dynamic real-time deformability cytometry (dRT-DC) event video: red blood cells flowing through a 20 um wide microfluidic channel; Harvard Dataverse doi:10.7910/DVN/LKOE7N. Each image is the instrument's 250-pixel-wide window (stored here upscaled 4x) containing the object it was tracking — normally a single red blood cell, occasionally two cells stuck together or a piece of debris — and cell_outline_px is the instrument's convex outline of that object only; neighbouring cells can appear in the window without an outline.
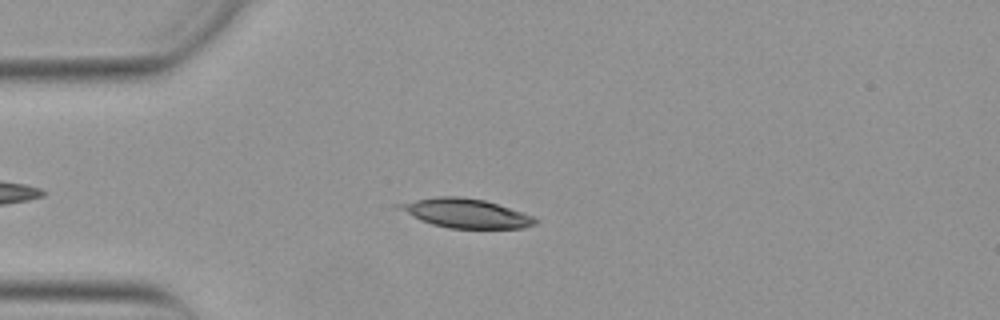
{"species": "Egyptian fruit bat (a non-hibernating species)", "species_latin": "Rousettus aegyptiacus", "temperature_condition": "warm", "stored_images_in_passage": 21, "camera_frame_rate_fps": 3000, "um_per_image_px": 0.085, "animal": {"sex": "female"}, "frame": {"image": 1, "passage_image": 10, "time_ms": 3.0, "image_size_px": [1000, 320], "cell_outline_px": [[540, 220], [536, 224], [524, 228], [448, 228], [432, 224], [420, 220], [396, 208], [392, 204], [436, 196], [460, 196], [484, 200], [536, 216]], "centroid_in_image_um": [39.6, 18.12], "position_along_channel_um": 45.4, "area_um2": 23.29}}
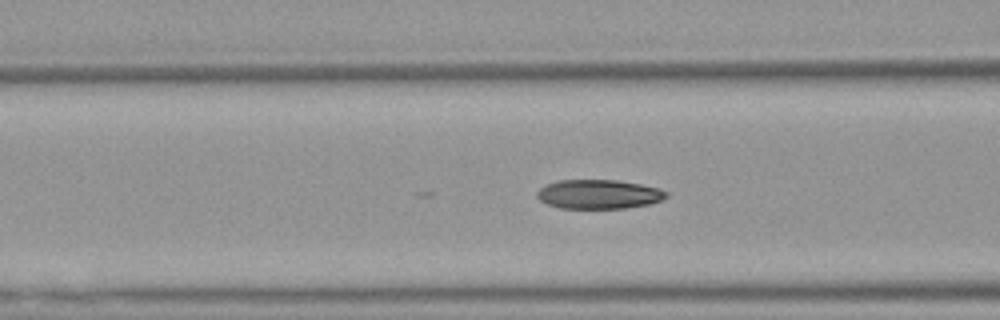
{"frame": {"image": 2, "passage_image": 17, "time_ms": 5.333, "image_size_px": [1000, 320], "cell_outline_px": [[668, 196], [660, 200], [648, 204], [624, 208], [560, 208], [548, 204], [540, 200], [536, 196], [536, 192], [540, 188], [548, 184], [560, 180], [616, 180], [640, 184], [656, 188], [668, 192]], "centroid_in_image_um": [50.87, 16.51], "position_along_channel_um": 115.7, "area_um2": 21.73}}
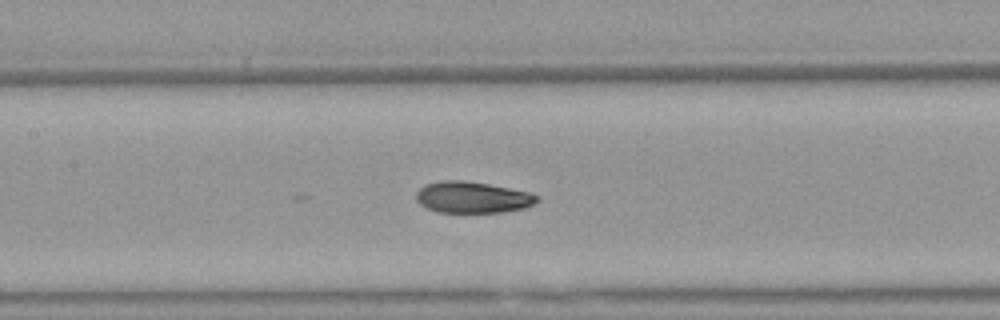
{"frame": {"image": 3, "passage_image": 21, "time_ms": 6.667, "image_size_px": [1000, 320], "cell_outline_px": [[540, 200], [524, 208], [500, 212], [436, 212], [420, 204], [416, 200], [416, 192], [424, 184], [440, 180], [464, 180], [488, 184], [528, 192], [540, 196]], "centroid_in_image_um": [40.13, 16.76], "position_along_channel_um": 167.3, "area_um2": 22.08}}